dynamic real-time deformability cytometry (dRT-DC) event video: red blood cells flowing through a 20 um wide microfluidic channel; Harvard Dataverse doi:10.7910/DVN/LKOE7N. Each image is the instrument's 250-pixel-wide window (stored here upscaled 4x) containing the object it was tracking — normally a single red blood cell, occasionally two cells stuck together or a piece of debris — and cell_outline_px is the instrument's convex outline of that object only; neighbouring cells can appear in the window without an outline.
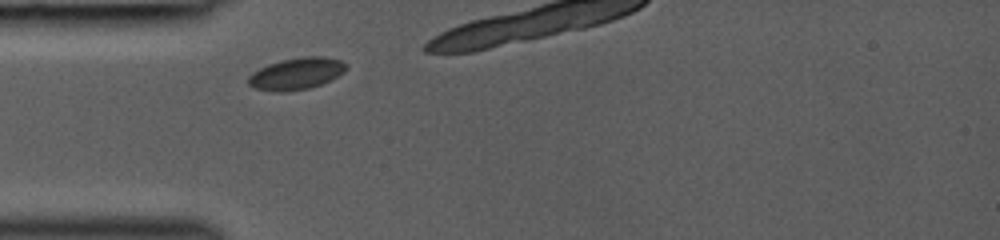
{"species": "common noctule bat (a hibernating species)", "species_latin": "Nyctalus noctula", "temperature_condition": "room temperature", "stored_images_in_passage": 4, "camera_frame_rate_fps": 3000, "um_per_image_px": 0.085, "animal": {"sex": "female", "body_mass_g": 19.0, "forearm_length_mm": 53.3}, "frame": {"image": 1, "passage_image": 1, "time_ms": 0.0, "image_size_px": [1000, 240], "cell_outline_px": [[344, 72], [320, 84], [308, 88], [284, 92], [276, 92], [252, 88], [248, 84], [248, 76], [252, 72], [268, 64], [280, 60], [308, 56], [324, 56], [344, 60]], "centroid_in_image_um": [25.14, 6.26], "position_along_channel_um": 59.9, "area_um2": 18.03}}